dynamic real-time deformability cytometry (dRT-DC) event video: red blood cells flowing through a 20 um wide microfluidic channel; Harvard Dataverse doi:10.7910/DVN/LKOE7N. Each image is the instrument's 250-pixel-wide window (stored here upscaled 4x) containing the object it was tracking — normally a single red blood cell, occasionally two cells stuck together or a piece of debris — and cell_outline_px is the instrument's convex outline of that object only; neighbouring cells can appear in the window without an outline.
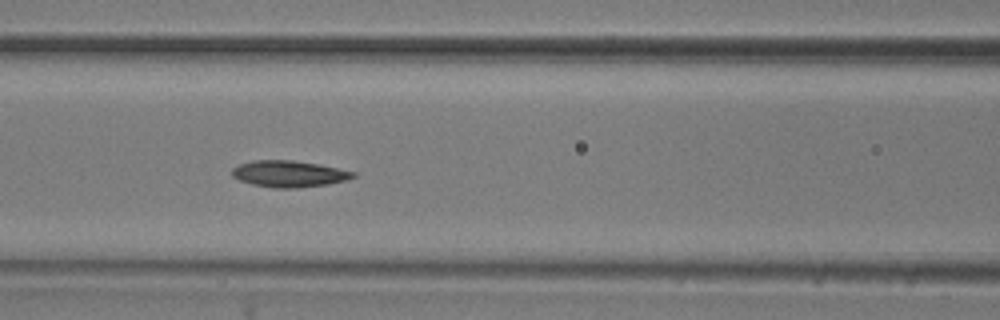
{"species": "common noctule bat (a hibernating species)", "species_latin": "Nyctalus noctula", "temperature_condition": "room temperature", "stored_images_in_passage": 16, "camera_frame_rate_fps": 3000, "um_per_image_px": 0.085, "animal": {"sex": "male", "body_mass_g": 20.5, "forearm_length_mm": 52.5}, "frame": {"image": 1, "passage_image": 7, "time_ms": 2.0, "image_size_px": [1000, 320], "cell_outline_px": [[356, 176], [348, 180], [328, 184], [296, 188], [272, 188], [252, 184], [240, 180], [232, 176], [232, 168], [240, 164], [252, 160], [292, 160], [316, 164], [356, 172]], "centroid_in_image_um": [24.56, 14.78], "position_along_channel_um": 142.0, "area_um2": 18.61}}
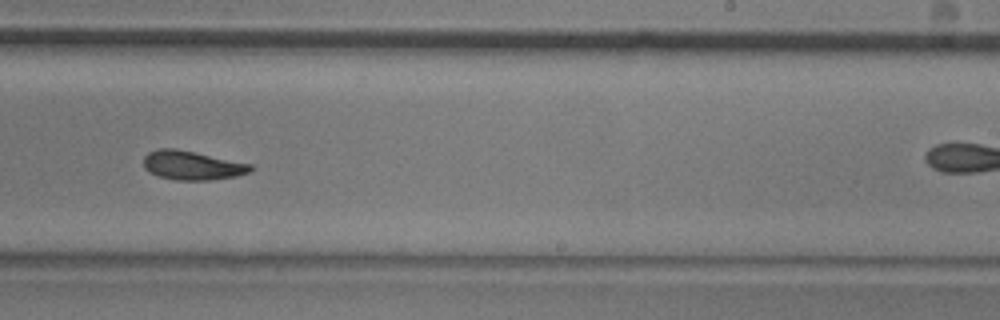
{"frame": {"image": 2, "passage_image": 10, "time_ms": 3.0, "image_size_px": [1000, 320], "cell_outline_px": [[256, 168], [248, 172], [236, 176], [208, 180], [176, 180], [156, 176], [148, 172], [144, 168], [144, 156], [148, 152], [160, 148], [176, 148], [196, 152], [252, 164]], "centroid_in_image_um": [16.32, 14.05], "position_along_channel_um": 272.7, "area_um2": 18.26}}
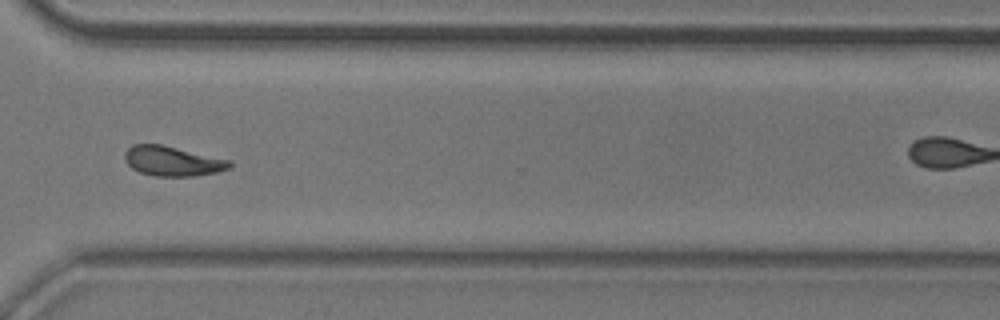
{"frame": {"image": 3, "passage_image": 12, "time_ms": 3.667, "image_size_px": [1000, 320], "cell_outline_px": [[232, 168], [216, 172], [196, 176], [152, 176], [140, 172], [132, 168], [124, 160], [124, 152], [132, 144], [160, 144], [232, 160]], "centroid_in_image_um": [14.67, 13.69], "position_along_channel_um": 355.9, "area_um2": 18.38}}